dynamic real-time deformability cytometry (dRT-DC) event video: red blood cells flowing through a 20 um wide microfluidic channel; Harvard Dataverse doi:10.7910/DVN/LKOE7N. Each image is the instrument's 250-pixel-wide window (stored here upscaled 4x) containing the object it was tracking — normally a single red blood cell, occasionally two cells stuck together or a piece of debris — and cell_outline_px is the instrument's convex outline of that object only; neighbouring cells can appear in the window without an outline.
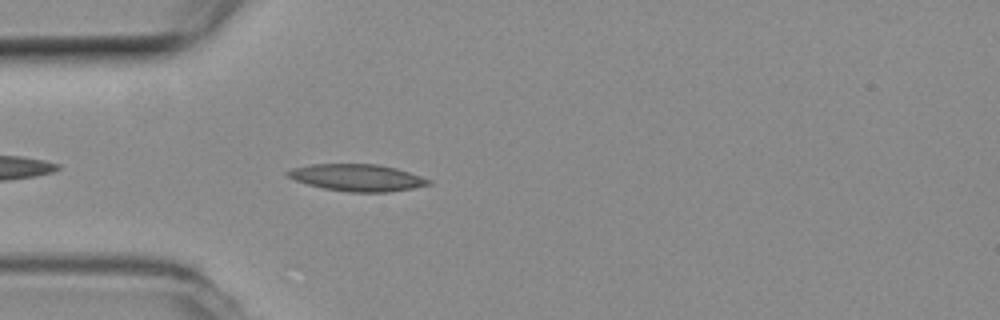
{"species": "common noctule bat (a hibernating species)", "species_latin": "Nyctalus noctula", "temperature_condition": "room temperature", "stored_images_in_passage": 20, "camera_frame_rate_fps": 3000, "um_per_image_px": 0.085, "animal": {"sex": "female", "body_mass_g": 19.3, "forearm_length_mm": 54.1}, "frame": {"image": 1, "passage_image": 3, "time_ms": 0.667, "image_size_px": [1000, 320], "cell_outline_px": [[432, 184], [412, 188], [388, 192], [348, 192], [324, 188], [308, 184], [296, 180], [288, 176], [284, 172], [292, 168], [312, 164], [376, 164], [396, 168], [432, 180]], "centroid_in_image_um": [30.37, 15.1], "position_along_channel_um": 54.6, "area_um2": 21.96}}
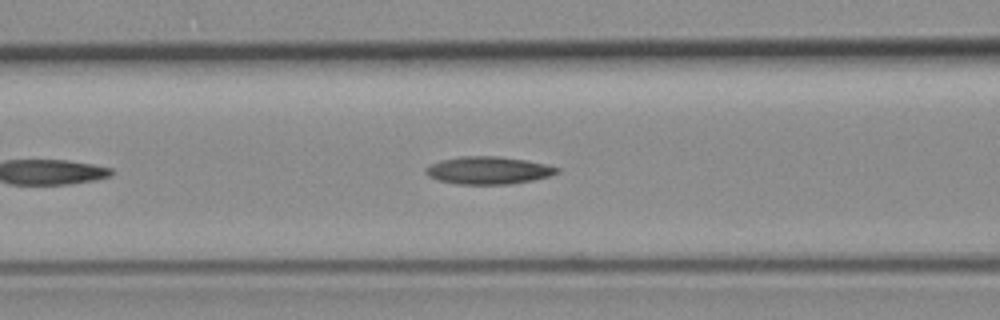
{"frame": {"image": 2, "passage_image": 9, "time_ms": 2.667, "image_size_px": [1000, 320], "cell_outline_px": [[560, 172], [548, 176], [532, 180], [508, 184], [456, 184], [436, 180], [428, 176], [424, 172], [424, 168], [428, 164], [440, 160], [460, 156], [496, 156], [524, 160], [548, 164], [560, 168]], "centroid_in_image_um": [41.45, 14.48], "position_along_channel_um": 125.1, "area_um2": 21.27}}
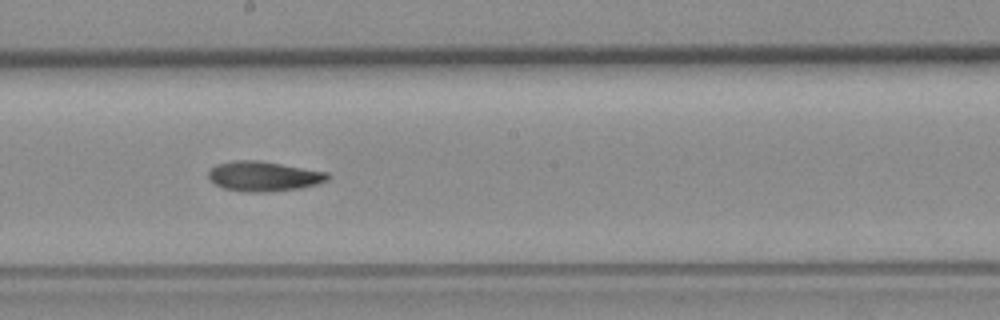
{"frame": {"image": 3, "passage_image": 17, "time_ms": 5.333, "image_size_px": [1000, 320], "cell_outline_px": [[332, 176], [328, 180], [316, 184], [300, 188], [264, 192], [244, 192], [224, 188], [208, 180], [208, 168], [216, 164], [232, 160], [256, 160], [328, 172]], "centroid_in_image_um": [22.37, 14.98], "position_along_channel_um": 225.8, "area_um2": 20.87}}